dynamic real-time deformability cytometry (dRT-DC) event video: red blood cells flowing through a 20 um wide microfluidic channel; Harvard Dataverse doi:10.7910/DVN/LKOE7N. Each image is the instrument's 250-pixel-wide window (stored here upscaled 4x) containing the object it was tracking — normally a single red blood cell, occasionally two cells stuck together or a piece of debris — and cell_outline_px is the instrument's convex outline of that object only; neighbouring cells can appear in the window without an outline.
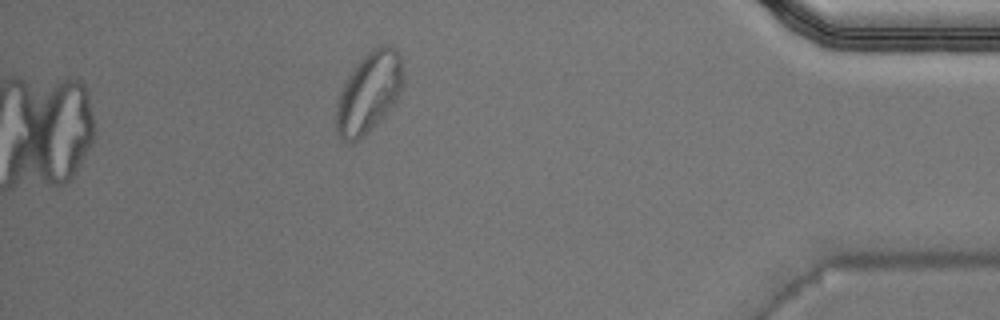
{"species": "Egyptian fruit bat (a non-hibernating species)", "species_latin": "Rousettus aegyptiacus", "temperature_condition": "warm", "stored_images_in_passage": 33, "camera_frame_rate_fps": 3000, "um_per_image_px": 0.085, "animal": {"sex": "male"}, "frame": {"image": 1, "passage_image": 33, "time_ms": 10.667, "image_size_px": [1000, 320], "cell_outline_px": [[404, 80], [400, 92], [392, 108], [368, 132], [356, 140], [348, 144], [336, 132], [336, 104], [340, 92], [348, 76], [356, 64], [372, 48], [380, 44], [388, 44], [396, 48], [400, 56], [404, 72]], "centroid_in_image_um": [31.38, 7.84], "position_along_channel_um": 403.8, "area_um2": 31.62}, "authors_computed_cell_mechanics": {"area_um2": 19.0162, "velocity_mm_per_s": 3.9819, "shape_relaxation_time_tau1_ms": 3.8665, "shape_relaxation_time_tau2_ms": null, "deformation_change_tau1": 0.1458, "deformation_change_tau2": null}}